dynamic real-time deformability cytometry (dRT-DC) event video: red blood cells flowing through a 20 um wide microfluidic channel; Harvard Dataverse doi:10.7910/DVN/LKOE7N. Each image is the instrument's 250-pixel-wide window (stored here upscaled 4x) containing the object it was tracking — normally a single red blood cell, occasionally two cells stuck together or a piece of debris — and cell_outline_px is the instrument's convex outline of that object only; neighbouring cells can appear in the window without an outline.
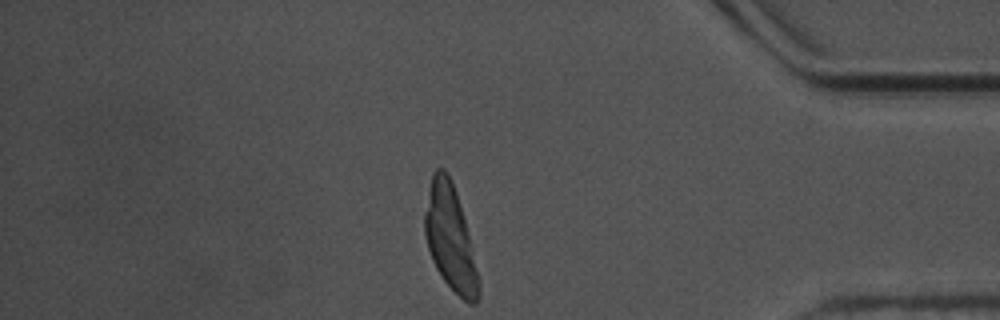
{"species": "common noctule bat (a hibernating species)", "species_latin": "Nyctalus noctula", "temperature_condition": "warm", "stored_images_in_passage": 42, "camera_frame_rate_fps": 3000, "um_per_image_px": 0.085, "animal": {"sex": "male", "body_mass_g": 17.5, "forearm_length_mm": 52.3}, "frame": {"image": 1, "passage_image": 42, "time_ms": 13.667, "image_size_px": [1000, 320], "cell_outline_px": [[480, 296], [476, 304], [468, 304], [444, 280], [436, 268], [432, 260], [428, 248], [424, 232], [424, 212], [432, 172], [436, 168], [444, 168], [448, 172], [452, 180], [456, 192], [468, 232], [480, 288]], "centroid_in_image_um": [38.24, 20.2], "position_along_channel_um": 397.0, "area_um2": 32.6}}